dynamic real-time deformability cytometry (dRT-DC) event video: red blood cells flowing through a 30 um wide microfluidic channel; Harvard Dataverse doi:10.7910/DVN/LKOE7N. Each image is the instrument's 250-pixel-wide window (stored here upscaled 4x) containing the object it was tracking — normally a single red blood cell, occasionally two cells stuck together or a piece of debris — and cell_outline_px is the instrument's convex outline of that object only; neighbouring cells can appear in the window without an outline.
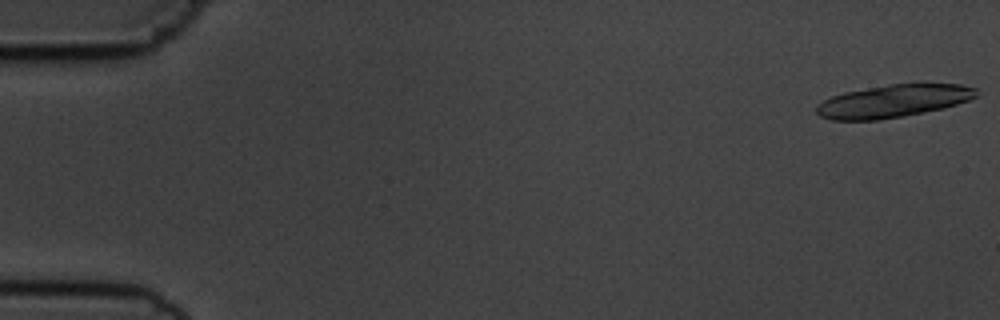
{"species": "common noctule bat (a hibernating species)", "species_latin": "Nyctalus noctula", "temperature_condition": "cold", "stored_images_in_passage": 10, "camera_frame_rate_fps": 3000, "um_per_image_px": 0.085, "animal": {"sex": "male", "body_mass_g": 19.5, "forearm_length_mm": 54.6}, "frame": {"image": 1, "passage_image": 1, "time_ms": 0.0, "image_size_px": [1000, 320], "cell_outline_px": [[980, 96], [944, 108], [880, 120], [832, 120], [820, 116], [816, 112], [816, 104], [832, 96], [844, 92], [888, 84], [960, 84], [976, 88]], "centroid_in_image_um": [75.92, 8.59], "position_along_channel_um": 9.1, "area_um2": 30.4}}
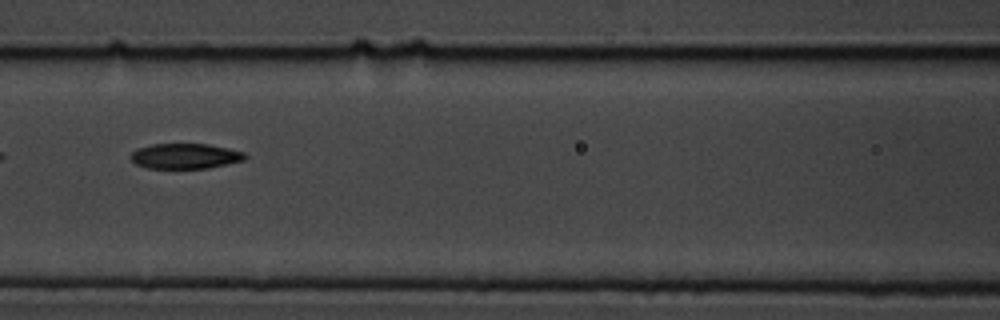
{"frame": {"image": 2, "passage_image": 8, "time_ms": 8.0, "image_size_px": [1000, 320], "cell_outline_px": [[248, 156], [244, 160], [208, 168], [148, 168], [136, 164], [128, 156], [136, 148], [152, 144], [208, 144], [228, 148], [244, 152]], "centroid_in_image_um": [15.72, 13.26], "position_along_channel_um": 150.9, "area_um2": 16.88}}
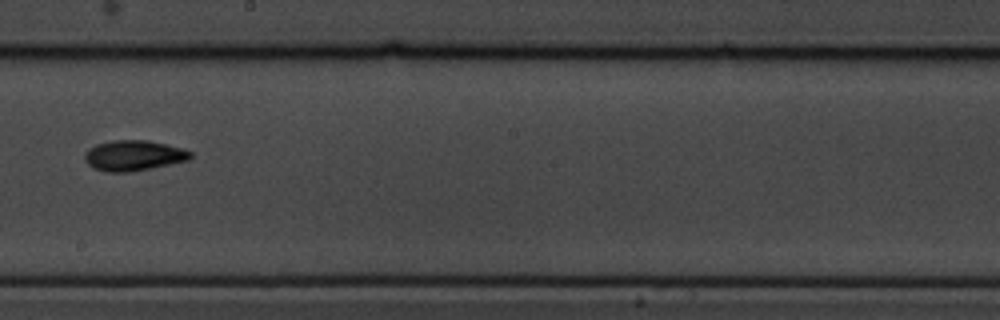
{"frame": {"image": 3, "passage_image": 10, "time_ms": 10.333, "image_size_px": [1000, 320], "cell_outline_px": [[192, 156], [188, 160], [152, 168], [128, 172], [108, 172], [92, 168], [88, 164], [84, 156], [96, 144], [112, 140], [148, 140], [184, 148], [192, 152]], "centroid_in_image_um": [11.4, 13.22], "position_along_channel_um": 236.8, "area_um2": 18.67}}